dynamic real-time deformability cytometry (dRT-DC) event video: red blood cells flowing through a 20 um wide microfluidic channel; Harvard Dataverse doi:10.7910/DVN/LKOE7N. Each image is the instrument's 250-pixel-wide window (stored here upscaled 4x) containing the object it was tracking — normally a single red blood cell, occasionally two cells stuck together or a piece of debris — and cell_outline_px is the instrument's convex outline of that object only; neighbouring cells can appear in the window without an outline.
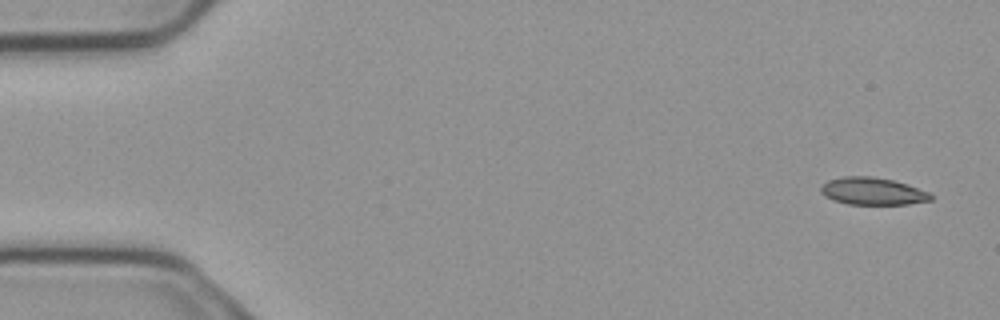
{"species": "common noctule bat (a hibernating species)", "species_latin": "Nyctalus noctula", "temperature_condition": "cold", "stored_images_in_passage": 5, "camera_frame_rate_fps": 3000, "um_per_image_px": 0.085, "animal": {"sex": "male", "body_mass_g": 23.1, "forearm_length_mm": 52.7}, "frame": {"image": 1, "passage_image": 1, "time_ms": 0.0, "image_size_px": [1000, 320], "cell_outline_px": [[932, 200], [908, 204], [848, 204], [832, 200], [824, 196], [820, 192], [820, 184], [828, 180], [844, 176], [872, 176], [892, 180], [908, 184], [928, 192], [932, 196]], "centroid_in_image_um": [74.12, 16.25], "position_along_channel_um": 10.9, "area_um2": 17.63}}
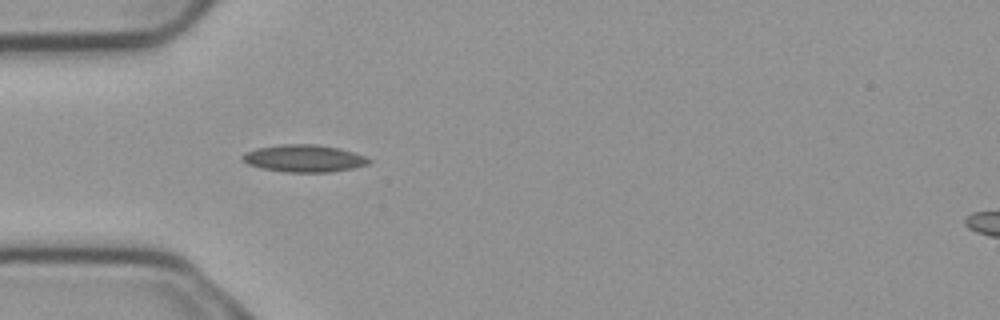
{"frame": {"image": 2, "passage_image": 5, "time_ms": 1.333, "image_size_px": [1000, 320], "cell_outline_px": [[372, 160], [368, 164], [352, 168], [328, 172], [288, 172], [264, 168], [248, 164], [240, 160], [240, 156], [244, 152], [256, 148], [284, 144], [316, 144], [340, 148], [364, 156]], "centroid_in_image_um": [25.81, 13.45], "position_along_channel_um": 59.2, "area_um2": 20.0}}